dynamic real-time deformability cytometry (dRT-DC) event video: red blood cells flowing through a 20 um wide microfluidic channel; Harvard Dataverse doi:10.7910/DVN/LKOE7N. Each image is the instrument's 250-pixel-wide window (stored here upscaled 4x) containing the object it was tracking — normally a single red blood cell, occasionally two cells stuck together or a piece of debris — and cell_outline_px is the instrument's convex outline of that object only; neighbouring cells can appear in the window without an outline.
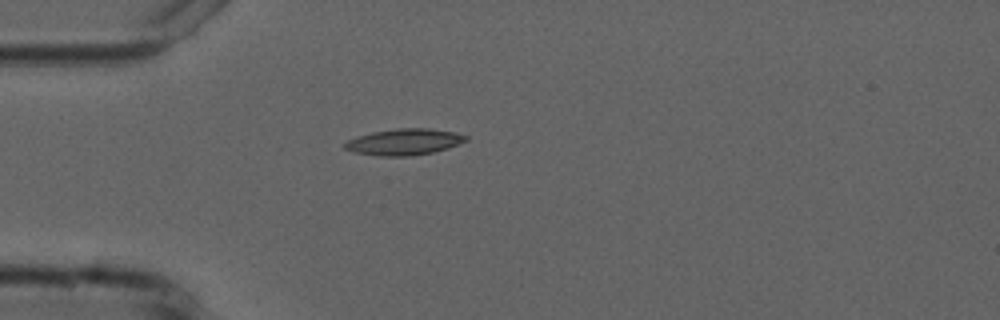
{"species": "common noctule bat (a hibernating species)", "species_latin": "Nyctalus noctula", "temperature_condition": "cold", "stored_images_in_passage": 2, "camera_frame_rate_fps": 3000, "um_per_image_px": 0.085, "animal": {"sex": "male", "forearm_length_mm": 52.5}, "frame": {"image": 1, "passage_image": 1, "time_ms": 0.0, "image_size_px": [1000, 320], "cell_outline_px": [[468, 140], [448, 148], [432, 152], [412, 156], [380, 156], [352, 152], [344, 148], [344, 144], [348, 140], [356, 136], [372, 132], [396, 128], [428, 128], [456, 132], [468, 136]], "centroid_in_image_um": [34.35, 12.06], "position_along_channel_um": 50.6, "area_um2": 18.67}}